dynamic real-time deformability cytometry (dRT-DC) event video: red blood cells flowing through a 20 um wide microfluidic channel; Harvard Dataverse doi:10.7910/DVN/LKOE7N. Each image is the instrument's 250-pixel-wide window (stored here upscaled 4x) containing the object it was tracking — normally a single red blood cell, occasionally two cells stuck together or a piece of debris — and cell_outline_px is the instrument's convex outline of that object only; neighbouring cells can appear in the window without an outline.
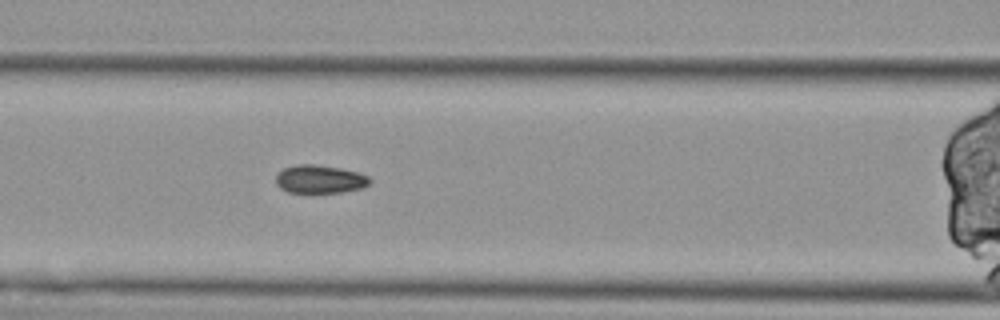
{"species": "Egyptian fruit bat (a non-hibernating species)", "species_latin": "Rousettus aegyptiacus", "temperature_condition": "cold", "stored_images_in_passage": 37, "segment_of_instrument_passage": [3, 3], "camera_frame_rate_fps": 3000, "um_per_image_px": 0.085, "animal": {"sex": "female"}, "frame": {"image": 1, "passage_image": 14, "time_ms": 4.333, "image_size_px": [1000, 320], "cell_outline_px": [[372, 180], [364, 188], [340, 192], [288, 192], [280, 188], [276, 184], [276, 176], [284, 168], [296, 164], [316, 164], [340, 168], [356, 172], [368, 176]], "centroid_in_image_um": [27.19, 15.22], "position_along_channel_um": 139.4, "area_um2": 15.37}}
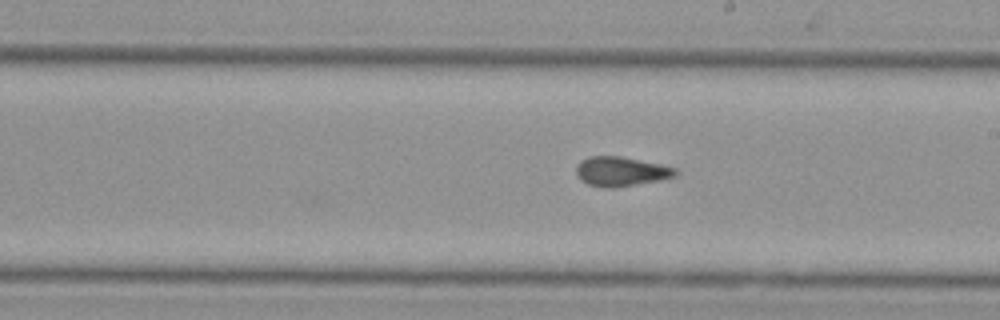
{"frame": {"image": 2, "passage_image": 23, "time_ms": 7.333, "image_size_px": [1000, 320], "cell_outline_px": [[680, 172], [676, 176], [660, 180], [612, 188], [604, 188], [588, 184], [580, 180], [576, 176], [576, 164], [580, 160], [588, 156], [620, 156], [660, 164], [676, 168]], "centroid_in_image_um": [52.76, 14.57], "position_along_channel_um": 236.2, "area_um2": 17.22}}
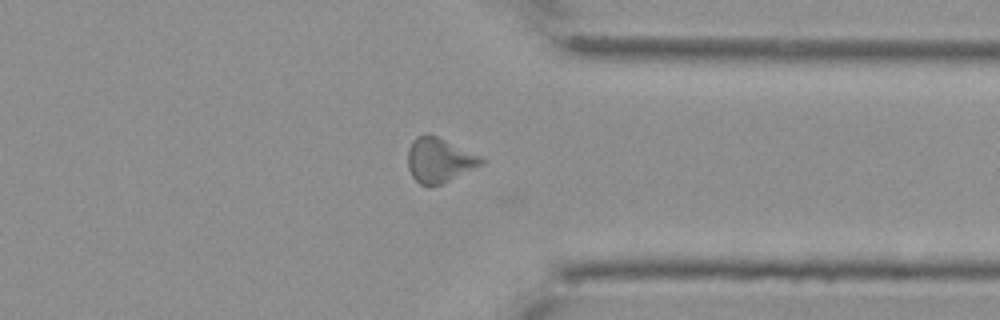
{"frame": {"image": 3, "passage_image": 36, "time_ms": 11.667, "image_size_px": [1000, 320], "cell_outline_px": [[484, 164], [440, 184], [420, 184], [412, 176], [408, 168], [408, 148], [412, 140], [416, 136], [424, 132], [428, 132], [480, 156], [484, 160]], "centroid_in_image_um": [37.3, 13.57], "position_along_channel_um": 374.1, "area_um2": 18.9}}